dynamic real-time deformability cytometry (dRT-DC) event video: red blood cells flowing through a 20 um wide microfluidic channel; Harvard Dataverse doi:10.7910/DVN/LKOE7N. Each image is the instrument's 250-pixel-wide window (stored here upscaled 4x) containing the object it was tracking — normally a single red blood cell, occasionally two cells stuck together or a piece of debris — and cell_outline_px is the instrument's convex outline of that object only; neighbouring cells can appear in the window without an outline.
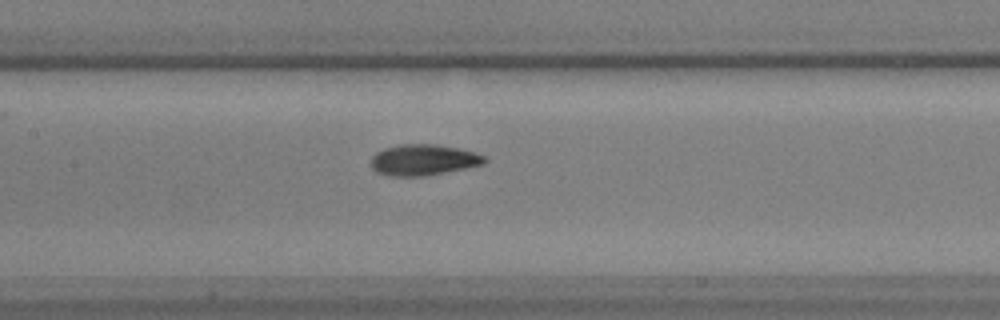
{"species": "common noctule bat (a hibernating species)", "species_latin": "Nyctalus noctula", "temperature_condition": "warm", "stored_images_in_passage": 32, "camera_frame_rate_fps": 3000, "um_per_image_px": 0.085, "animal": {"sex": "male", "body_mass_g": 17.9, "forearm_length_mm": 54.2}, "frame": {"image": 1, "passage_image": 17, "time_ms": 5.333, "image_size_px": [1000, 320], "cell_outline_px": [[488, 160], [484, 164], [428, 176], [388, 176], [376, 172], [372, 168], [372, 156], [376, 152], [384, 148], [400, 144], [436, 144], [476, 152], [484, 156]], "centroid_in_image_um": [35.99, 13.6], "position_along_channel_um": 171.4, "area_um2": 20.63}}
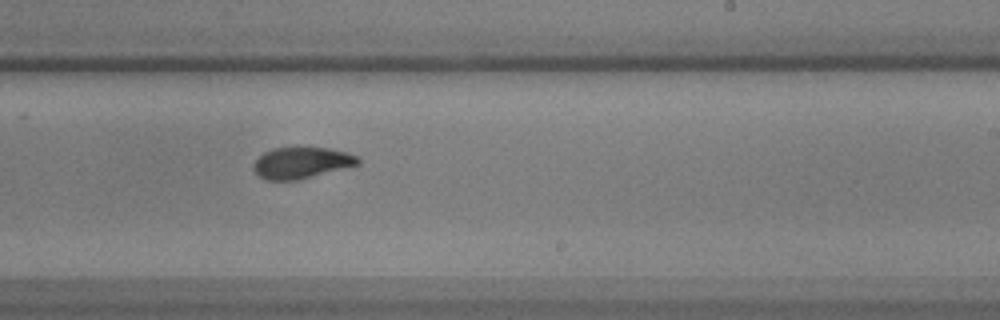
{"frame": {"image": 2, "passage_image": 25, "time_ms": 8.0, "image_size_px": [1000, 320], "cell_outline_px": [[360, 164], [296, 180], [264, 180], [252, 168], [252, 164], [264, 152], [272, 148], [328, 148], [348, 152], [360, 156]], "centroid_in_image_um": [25.64, 13.83], "position_along_channel_um": 263.4, "area_um2": 18.96}}
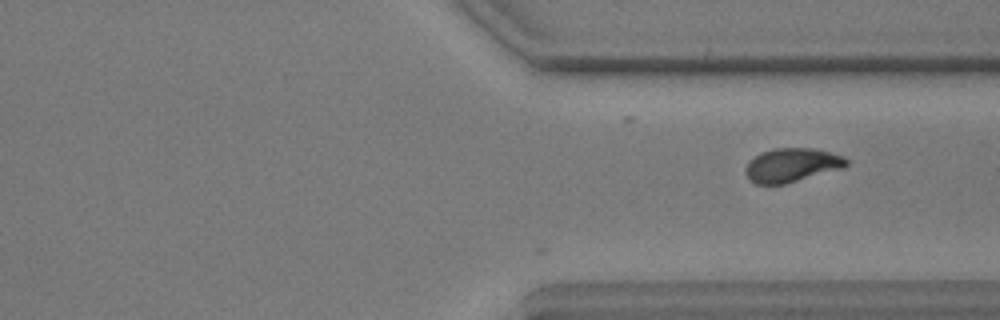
{"frame": {"image": 3, "passage_image": 32, "time_ms": 10.333, "image_size_px": [1000, 320], "cell_outline_px": [[848, 164], [844, 168], [784, 184], [756, 184], [748, 180], [744, 172], [744, 168], [760, 152], [776, 148], [812, 148], [844, 156], [848, 160]], "centroid_in_image_um": [67.3, 14.04], "position_along_channel_um": 344.1, "area_um2": 19.88}}